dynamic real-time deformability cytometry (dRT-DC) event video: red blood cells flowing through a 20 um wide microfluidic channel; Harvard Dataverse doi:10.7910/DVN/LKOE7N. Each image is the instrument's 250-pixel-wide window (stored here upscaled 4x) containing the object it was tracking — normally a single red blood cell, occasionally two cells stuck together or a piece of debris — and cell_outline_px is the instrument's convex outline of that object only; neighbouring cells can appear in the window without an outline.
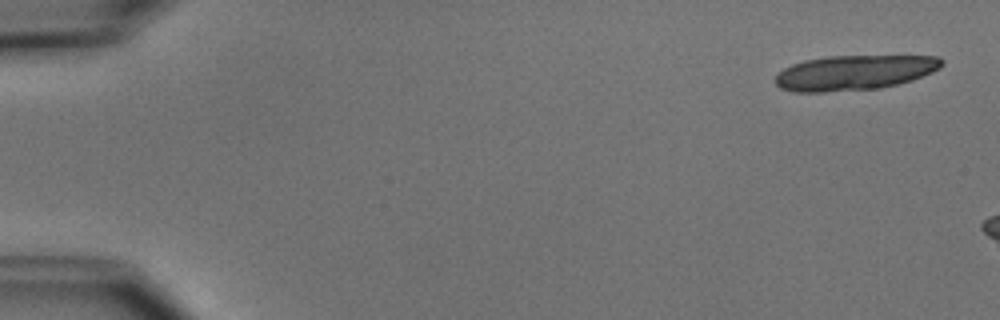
{"species": "common noctule bat (a hibernating species)", "species_latin": "Nyctalus noctula", "temperature_condition": "cold", "stored_images_in_passage": 3, "camera_frame_rate_fps": 3000, "um_per_image_px": 0.085, "animal": {"sex": "male", "body_mass_g": 15.6}, "frame": {"image": 1, "passage_image": 1, "time_ms": 0.0, "image_size_px": [1000, 320], "cell_outline_px": [[944, 64], [940, 68], [932, 72], [912, 80], [880, 88], [824, 92], [792, 92], [780, 88], [776, 84], [776, 76], [784, 68], [792, 64], [804, 60], [828, 56], [940, 56], [944, 60]], "centroid_in_image_um": [72.63, 6.17], "position_along_channel_um": 12.4, "area_um2": 33.93}}